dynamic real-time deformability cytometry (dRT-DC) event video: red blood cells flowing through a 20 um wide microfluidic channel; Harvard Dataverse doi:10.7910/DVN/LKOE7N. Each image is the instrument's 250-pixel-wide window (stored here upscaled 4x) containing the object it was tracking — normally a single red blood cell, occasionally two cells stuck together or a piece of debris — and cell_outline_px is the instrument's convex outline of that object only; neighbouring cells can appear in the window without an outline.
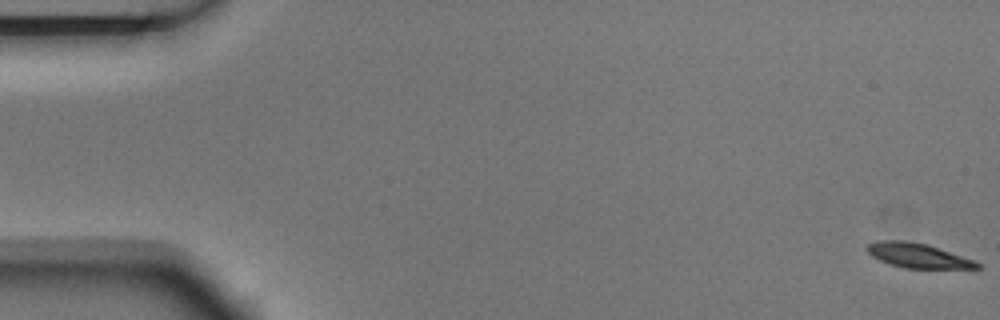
{"species": "Egyptian fruit bat (a non-hibernating species)", "species_latin": "Rousettus aegyptiacus", "temperature_condition": "room temperature", "stored_images_in_passage": 7, "camera_frame_rate_fps": 3000, "um_per_image_px": 0.085, "animal": {"sex": "male"}, "frame": {"image": 1, "passage_image": 1, "time_ms": 0.0, "image_size_px": [1000, 320], "cell_outline_px": [[984, 268], [904, 268], [880, 260], [872, 256], [868, 252], [868, 244], [880, 240], [904, 240], [928, 244], [976, 260]], "centroid_in_image_um": [78.08, 21.71], "position_along_channel_um": 6.9, "area_um2": 15.72}}
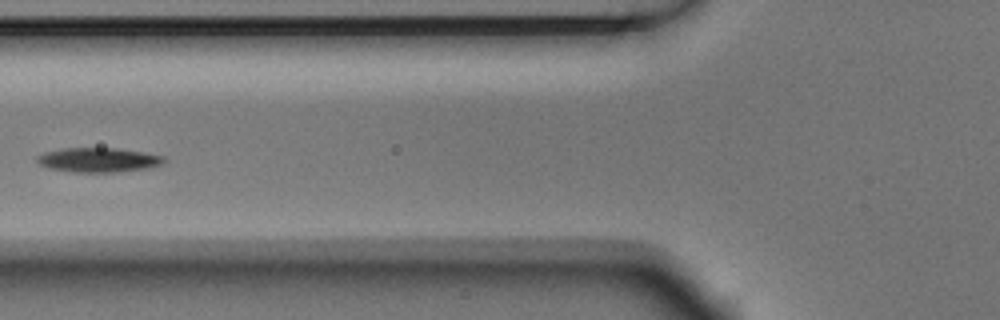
{"frame": {"image": 2, "passage_image": 7, "time_ms": 2.0, "image_size_px": [1000, 320], "cell_outline_px": [[164, 160], [160, 164], [148, 168], [116, 172], [72, 172], [48, 168], [40, 164], [36, 160], [36, 156], [44, 152], [64, 148], [116, 148], [164, 156]], "centroid_in_image_um": [8.3, 13.59], "position_along_channel_um": 117.5, "area_um2": 17.92}}